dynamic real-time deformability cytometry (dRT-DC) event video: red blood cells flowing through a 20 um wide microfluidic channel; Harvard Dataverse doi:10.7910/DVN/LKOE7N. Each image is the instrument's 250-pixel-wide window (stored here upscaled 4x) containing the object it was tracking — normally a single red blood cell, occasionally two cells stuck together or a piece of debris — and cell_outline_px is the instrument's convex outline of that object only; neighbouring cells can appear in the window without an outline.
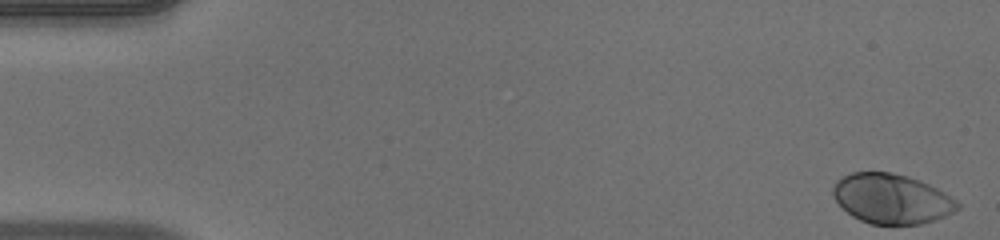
{"species": "human", "species_latin": "Homo sapiens", "temperature_condition": "warm", "stored_images_in_passage": 52, "camera_frame_rate_fps": 3000, "um_per_image_px": 0.085, "donor": {"sex": "male"}, "frame": {"image": 1, "passage_image": 1, "time_ms": 0.0, "image_size_px": [1000, 240], "cell_outline_px": [[960, 208], [936, 220], [920, 224], [868, 224], [852, 216], [832, 196], [832, 188], [836, 180], [852, 172], [892, 172], [908, 176], [920, 180], [944, 192], [956, 200], [960, 204]], "centroid_in_image_um": [75.78, 16.89], "position_along_channel_um": 9.2, "area_um2": 36.13}}
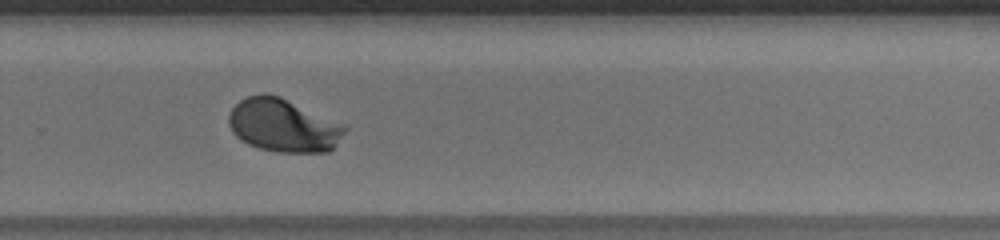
{"frame": {"image": 2, "passage_image": 35, "time_ms": 11.333, "image_size_px": [1000, 240], "cell_outline_px": [[348, 128], [336, 144], [328, 152], [276, 152], [260, 148], [248, 144], [240, 140], [232, 132], [228, 124], [228, 116], [232, 108], [240, 100], [248, 96], [260, 92], [268, 92], [280, 96], [344, 124]], "centroid_in_image_um": [24.05, 10.64], "position_along_channel_um": 305.7, "area_um2": 36.18}}
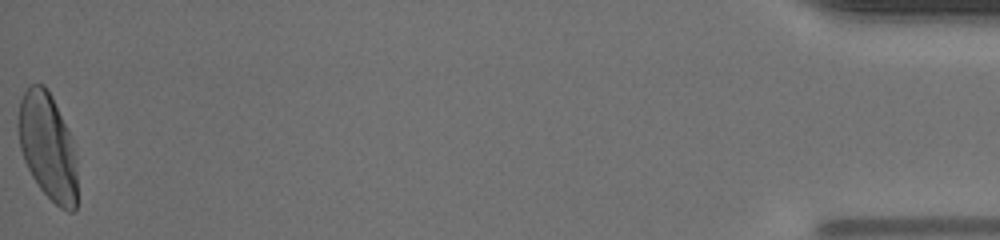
{"frame": {"image": 3, "passage_image": 52, "time_ms": 17.0, "image_size_px": [1000, 240], "cell_outline_px": [[76, 208], [72, 212], [68, 212], [60, 208], [40, 188], [32, 176], [24, 160], [20, 148], [16, 128], [16, 124], [20, 100], [24, 92], [32, 84], [44, 84], [52, 96], [72, 140], [76, 160]], "centroid_in_image_um": [4.02, 12.45], "position_along_channel_um": 431.2, "area_um2": 36.65}, "authors_computed_cell_mechanics": {"area_um2": 35.3447, "velocity_mm_per_s": 3.9375, "shape_relaxation_time_tau1_ms": 2.0732, "shape_relaxation_time_tau2_ms": null, "deformation_change_tau1": 0.1515, "deformation_change_tau2": null}}